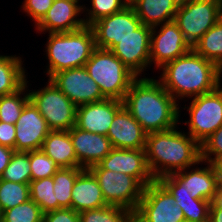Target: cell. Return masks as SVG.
I'll list each match as a JSON object with an SVG mask.
<instances>
[{
	"instance_id": "21",
	"label": "cell",
	"mask_w": 222,
	"mask_h": 222,
	"mask_svg": "<svg viewBox=\"0 0 222 222\" xmlns=\"http://www.w3.org/2000/svg\"><path fill=\"white\" fill-rule=\"evenodd\" d=\"M206 167L193 166L172 173L187 190L192 198L208 200L212 202L218 191L220 183L216 177L214 170L209 162L203 161Z\"/></svg>"
},
{
	"instance_id": "41",
	"label": "cell",
	"mask_w": 222,
	"mask_h": 222,
	"mask_svg": "<svg viewBox=\"0 0 222 222\" xmlns=\"http://www.w3.org/2000/svg\"><path fill=\"white\" fill-rule=\"evenodd\" d=\"M15 125L0 121V145L15 148Z\"/></svg>"
},
{
	"instance_id": "49",
	"label": "cell",
	"mask_w": 222,
	"mask_h": 222,
	"mask_svg": "<svg viewBox=\"0 0 222 222\" xmlns=\"http://www.w3.org/2000/svg\"><path fill=\"white\" fill-rule=\"evenodd\" d=\"M71 1L77 2L78 4H79V2H81L80 0H71Z\"/></svg>"
},
{
	"instance_id": "45",
	"label": "cell",
	"mask_w": 222,
	"mask_h": 222,
	"mask_svg": "<svg viewBox=\"0 0 222 222\" xmlns=\"http://www.w3.org/2000/svg\"><path fill=\"white\" fill-rule=\"evenodd\" d=\"M212 204L218 208L219 210H222V185L220 184L217 193L215 194V198L212 201Z\"/></svg>"
},
{
	"instance_id": "15",
	"label": "cell",
	"mask_w": 222,
	"mask_h": 222,
	"mask_svg": "<svg viewBox=\"0 0 222 222\" xmlns=\"http://www.w3.org/2000/svg\"><path fill=\"white\" fill-rule=\"evenodd\" d=\"M89 169H106L130 175L144 187L155 181L147 164L145 149L112 148L97 165Z\"/></svg>"
},
{
	"instance_id": "48",
	"label": "cell",
	"mask_w": 222,
	"mask_h": 222,
	"mask_svg": "<svg viewBox=\"0 0 222 222\" xmlns=\"http://www.w3.org/2000/svg\"><path fill=\"white\" fill-rule=\"evenodd\" d=\"M2 214H3V211H2V209L0 207V222H2Z\"/></svg>"
},
{
	"instance_id": "38",
	"label": "cell",
	"mask_w": 222,
	"mask_h": 222,
	"mask_svg": "<svg viewBox=\"0 0 222 222\" xmlns=\"http://www.w3.org/2000/svg\"><path fill=\"white\" fill-rule=\"evenodd\" d=\"M54 0H24L21 6L23 12L34 21L35 26L44 18Z\"/></svg>"
},
{
	"instance_id": "19",
	"label": "cell",
	"mask_w": 222,
	"mask_h": 222,
	"mask_svg": "<svg viewBox=\"0 0 222 222\" xmlns=\"http://www.w3.org/2000/svg\"><path fill=\"white\" fill-rule=\"evenodd\" d=\"M69 133L77 161L83 169L97 165L113 148L107 136L90 133L79 129L76 125L69 130Z\"/></svg>"
},
{
	"instance_id": "34",
	"label": "cell",
	"mask_w": 222,
	"mask_h": 222,
	"mask_svg": "<svg viewBox=\"0 0 222 222\" xmlns=\"http://www.w3.org/2000/svg\"><path fill=\"white\" fill-rule=\"evenodd\" d=\"M43 212L31 199L3 211L2 222H42Z\"/></svg>"
},
{
	"instance_id": "5",
	"label": "cell",
	"mask_w": 222,
	"mask_h": 222,
	"mask_svg": "<svg viewBox=\"0 0 222 222\" xmlns=\"http://www.w3.org/2000/svg\"><path fill=\"white\" fill-rule=\"evenodd\" d=\"M106 99L123 101L137 76L110 50L95 48L84 65Z\"/></svg>"
},
{
	"instance_id": "17",
	"label": "cell",
	"mask_w": 222,
	"mask_h": 222,
	"mask_svg": "<svg viewBox=\"0 0 222 222\" xmlns=\"http://www.w3.org/2000/svg\"><path fill=\"white\" fill-rule=\"evenodd\" d=\"M83 4L71 0H54L44 18L34 26L37 32L65 33L81 29L85 26Z\"/></svg>"
},
{
	"instance_id": "6",
	"label": "cell",
	"mask_w": 222,
	"mask_h": 222,
	"mask_svg": "<svg viewBox=\"0 0 222 222\" xmlns=\"http://www.w3.org/2000/svg\"><path fill=\"white\" fill-rule=\"evenodd\" d=\"M222 17V0H181L174 22L191 48Z\"/></svg>"
},
{
	"instance_id": "12",
	"label": "cell",
	"mask_w": 222,
	"mask_h": 222,
	"mask_svg": "<svg viewBox=\"0 0 222 222\" xmlns=\"http://www.w3.org/2000/svg\"><path fill=\"white\" fill-rule=\"evenodd\" d=\"M191 49L174 21L152 27L150 66L155 64L154 69L162 68L168 62L185 55Z\"/></svg>"
},
{
	"instance_id": "13",
	"label": "cell",
	"mask_w": 222,
	"mask_h": 222,
	"mask_svg": "<svg viewBox=\"0 0 222 222\" xmlns=\"http://www.w3.org/2000/svg\"><path fill=\"white\" fill-rule=\"evenodd\" d=\"M49 80L76 106L106 99L84 66L57 72Z\"/></svg>"
},
{
	"instance_id": "10",
	"label": "cell",
	"mask_w": 222,
	"mask_h": 222,
	"mask_svg": "<svg viewBox=\"0 0 222 222\" xmlns=\"http://www.w3.org/2000/svg\"><path fill=\"white\" fill-rule=\"evenodd\" d=\"M175 202L173 195L155 180L144 188L134 222H182L183 211Z\"/></svg>"
},
{
	"instance_id": "23",
	"label": "cell",
	"mask_w": 222,
	"mask_h": 222,
	"mask_svg": "<svg viewBox=\"0 0 222 222\" xmlns=\"http://www.w3.org/2000/svg\"><path fill=\"white\" fill-rule=\"evenodd\" d=\"M41 150L59 168H82L77 161L69 131L51 130L44 139Z\"/></svg>"
},
{
	"instance_id": "27",
	"label": "cell",
	"mask_w": 222,
	"mask_h": 222,
	"mask_svg": "<svg viewBox=\"0 0 222 222\" xmlns=\"http://www.w3.org/2000/svg\"><path fill=\"white\" fill-rule=\"evenodd\" d=\"M83 168H59L53 175L55 201L58 209L71 208L72 189Z\"/></svg>"
},
{
	"instance_id": "25",
	"label": "cell",
	"mask_w": 222,
	"mask_h": 222,
	"mask_svg": "<svg viewBox=\"0 0 222 222\" xmlns=\"http://www.w3.org/2000/svg\"><path fill=\"white\" fill-rule=\"evenodd\" d=\"M24 60L17 55L0 54V97L20 90L28 79Z\"/></svg>"
},
{
	"instance_id": "47",
	"label": "cell",
	"mask_w": 222,
	"mask_h": 222,
	"mask_svg": "<svg viewBox=\"0 0 222 222\" xmlns=\"http://www.w3.org/2000/svg\"><path fill=\"white\" fill-rule=\"evenodd\" d=\"M126 6H132L137 0H122Z\"/></svg>"
},
{
	"instance_id": "30",
	"label": "cell",
	"mask_w": 222,
	"mask_h": 222,
	"mask_svg": "<svg viewBox=\"0 0 222 222\" xmlns=\"http://www.w3.org/2000/svg\"><path fill=\"white\" fill-rule=\"evenodd\" d=\"M53 186V177H46L29 183L30 199L40 207L43 213L58 209V201H55Z\"/></svg>"
},
{
	"instance_id": "28",
	"label": "cell",
	"mask_w": 222,
	"mask_h": 222,
	"mask_svg": "<svg viewBox=\"0 0 222 222\" xmlns=\"http://www.w3.org/2000/svg\"><path fill=\"white\" fill-rule=\"evenodd\" d=\"M29 81L17 92L0 97V121L15 125L24 108L30 101ZM28 84V85H27ZM27 91V92H26Z\"/></svg>"
},
{
	"instance_id": "43",
	"label": "cell",
	"mask_w": 222,
	"mask_h": 222,
	"mask_svg": "<svg viewBox=\"0 0 222 222\" xmlns=\"http://www.w3.org/2000/svg\"><path fill=\"white\" fill-rule=\"evenodd\" d=\"M210 165L212 166L219 183L222 185V156L214 158Z\"/></svg>"
},
{
	"instance_id": "39",
	"label": "cell",
	"mask_w": 222,
	"mask_h": 222,
	"mask_svg": "<svg viewBox=\"0 0 222 222\" xmlns=\"http://www.w3.org/2000/svg\"><path fill=\"white\" fill-rule=\"evenodd\" d=\"M158 181L173 195L175 201L201 200L192 198L191 194L183 188V184L173 174L162 176Z\"/></svg>"
},
{
	"instance_id": "16",
	"label": "cell",
	"mask_w": 222,
	"mask_h": 222,
	"mask_svg": "<svg viewBox=\"0 0 222 222\" xmlns=\"http://www.w3.org/2000/svg\"><path fill=\"white\" fill-rule=\"evenodd\" d=\"M49 129L46 120L42 117L34 104L29 101L23 108L15 124L14 151L40 150Z\"/></svg>"
},
{
	"instance_id": "36",
	"label": "cell",
	"mask_w": 222,
	"mask_h": 222,
	"mask_svg": "<svg viewBox=\"0 0 222 222\" xmlns=\"http://www.w3.org/2000/svg\"><path fill=\"white\" fill-rule=\"evenodd\" d=\"M183 211L185 220L188 222H208L209 211L212 202L208 200H192L186 202H175Z\"/></svg>"
},
{
	"instance_id": "33",
	"label": "cell",
	"mask_w": 222,
	"mask_h": 222,
	"mask_svg": "<svg viewBox=\"0 0 222 222\" xmlns=\"http://www.w3.org/2000/svg\"><path fill=\"white\" fill-rule=\"evenodd\" d=\"M90 3V9L85 4L83 5V19L86 26H90L100 18L110 16L126 7L122 0H90Z\"/></svg>"
},
{
	"instance_id": "9",
	"label": "cell",
	"mask_w": 222,
	"mask_h": 222,
	"mask_svg": "<svg viewBox=\"0 0 222 222\" xmlns=\"http://www.w3.org/2000/svg\"><path fill=\"white\" fill-rule=\"evenodd\" d=\"M89 170L97 179L107 205L136 212L145 188L136 178L112 170Z\"/></svg>"
},
{
	"instance_id": "22",
	"label": "cell",
	"mask_w": 222,
	"mask_h": 222,
	"mask_svg": "<svg viewBox=\"0 0 222 222\" xmlns=\"http://www.w3.org/2000/svg\"><path fill=\"white\" fill-rule=\"evenodd\" d=\"M71 195V208L77 213L107 205L100 185L89 169L79 173Z\"/></svg>"
},
{
	"instance_id": "26",
	"label": "cell",
	"mask_w": 222,
	"mask_h": 222,
	"mask_svg": "<svg viewBox=\"0 0 222 222\" xmlns=\"http://www.w3.org/2000/svg\"><path fill=\"white\" fill-rule=\"evenodd\" d=\"M192 49L218 67L222 64V17L200 38Z\"/></svg>"
},
{
	"instance_id": "31",
	"label": "cell",
	"mask_w": 222,
	"mask_h": 222,
	"mask_svg": "<svg viewBox=\"0 0 222 222\" xmlns=\"http://www.w3.org/2000/svg\"><path fill=\"white\" fill-rule=\"evenodd\" d=\"M0 178L15 183L29 184L31 182L30 151H15Z\"/></svg>"
},
{
	"instance_id": "32",
	"label": "cell",
	"mask_w": 222,
	"mask_h": 222,
	"mask_svg": "<svg viewBox=\"0 0 222 222\" xmlns=\"http://www.w3.org/2000/svg\"><path fill=\"white\" fill-rule=\"evenodd\" d=\"M30 200L29 184L15 183L0 178V207L2 211Z\"/></svg>"
},
{
	"instance_id": "42",
	"label": "cell",
	"mask_w": 222,
	"mask_h": 222,
	"mask_svg": "<svg viewBox=\"0 0 222 222\" xmlns=\"http://www.w3.org/2000/svg\"><path fill=\"white\" fill-rule=\"evenodd\" d=\"M14 149L0 145V177L2 176L5 168L8 166Z\"/></svg>"
},
{
	"instance_id": "8",
	"label": "cell",
	"mask_w": 222,
	"mask_h": 222,
	"mask_svg": "<svg viewBox=\"0 0 222 222\" xmlns=\"http://www.w3.org/2000/svg\"><path fill=\"white\" fill-rule=\"evenodd\" d=\"M189 112V120L185 121L188 133L199 144L222 126V90H216L193 97L189 106H184Z\"/></svg>"
},
{
	"instance_id": "44",
	"label": "cell",
	"mask_w": 222,
	"mask_h": 222,
	"mask_svg": "<svg viewBox=\"0 0 222 222\" xmlns=\"http://www.w3.org/2000/svg\"><path fill=\"white\" fill-rule=\"evenodd\" d=\"M208 222H222V210H219L213 204L210 206Z\"/></svg>"
},
{
	"instance_id": "2",
	"label": "cell",
	"mask_w": 222,
	"mask_h": 222,
	"mask_svg": "<svg viewBox=\"0 0 222 222\" xmlns=\"http://www.w3.org/2000/svg\"><path fill=\"white\" fill-rule=\"evenodd\" d=\"M161 70L158 80L178 103L181 99H192L219 87V67L193 49L168 62Z\"/></svg>"
},
{
	"instance_id": "24",
	"label": "cell",
	"mask_w": 222,
	"mask_h": 222,
	"mask_svg": "<svg viewBox=\"0 0 222 222\" xmlns=\"http://www.w3.org/2000/svg\"><path fill=\"white\" fill-rule=\"evenodd\" d=\"M181 0H137L132 7L142 24L150 27L174 20Z\"/></svg>"
},
{
	"instance_id": "14",
	"label": "cell",
	"mask_w": 222,
	"mask_h": 222,
	"mask_svg": "<svg viewBox=\"0 0 222 222\" xmlns=\"http://www.w3.org/2000/svg\"><path fill=\"white\" fill-rule=\"evenodd\" d=\"M151 29L142 24L110 50L137 77H142L150 67Z\"/></svg>"
},
{
	"instance_id": "18",
	"label": "cell",
	"mask_w": 222,
	"mask_h": 222,
	"mask_svg": "<svg viewBox=\"0 0 222 222\" xmlns=\"http://www.w3.org/2000/svg\"><path fill=\"white\" fill-rule=\"evenodd\" d=\"M123 107V101L104 99L77 106L76 126L90 133L107 136L115 114Z\"/></svg>"
},
{
	"instance_id": "35",
	"label": "cell",
	"mask_w": 222,
	"mask_h": 222,
	"mask_svg": "<svg viewBox=\"0 0 222 222\" xmlns=\"http://www.w3.org/2000/svg\"><path fill=\"white\" fill-rule=\"evenodd\" d=\"M31 181L53 177L59 169L56 162L41 149L30 151Z\"/></svg>"
},
{
	"instance_id": "3",
	"label": "cell",
	"mask_w": 222,
	"mask_h": 222,
	"mask_svg": "<svg viewBox=\"0 0 222 222\" xmlns=\"http://www.w3.org/2000/svg\"><path fill=\"white\" fill-rule=\"evenodd\" d=\"M178 126L146 136L147 164L155 180L202 164L200 144Z\"/></svg>"
},
{
	"instance_id": "4",
	"label": "cell",
	"mask_w": 222,
	"mask_h": 222,
	"mask_svg": "<svg viewBox=\"0 0 222 222\" xmlns=\"http://www.w3.org/2000/svg\"><path fill=\"white\" fill-rule=\"evenodd\" d=\"M45 44L48 79L55 73L83 67L90 59L95 47L94 34L90 26L65 33H48Z\"/></svg>"
},
{
	"instance_id": "20",
	"label": "cell",
	"mask_w": 222,
	"mask_h": 222,
	"mask_svg": "<svg viewBox=\"0 0 222 222\" xmlns=\"http://www.w3.org/2000/svg\"><path fill=\"white\" fill-rule=\"evenodd\" d=\"M147 133L123 106L114 116L107 133L113 148L145 149Z\"/></svg>"
},
{
	"instance_id": "1",
	"label": "cell",
	"mask_w": 222,
	"mask_h": 222,
	"mask_svg": "<svg viewBox=\"0 0 222 222\" xmlns=\"http://www.w3.org/2000/svg\"><path fill=\"white\" fill-rule=\"evenodd\" d=\"M180 103L154 77H137L123 99V106L144 131H166L181 123Z\"/></svg>"
},
{
	"instance_id": "11",
	"label": "cell",
	"mask_w": 222,
	"mask_h": 222,
	"mask_svg": "<svg viewBox=\"0 0 222 222\" xmlns=\"http://www.w3.org/2000/svg\"><path fill=\"white\" fill-rule=\"evenodd\" d=\"M142 22L132 6L110 16L102 17L90 25L95 40V47L111 50L121 39L133 34Z\"/></svg>"
},
{
	"instance_id": "40",
	"label": "cell",
	"mask_w": 222,
	"mask_h": 222,
	"mask_svg": "<svg viewBox=\"0 0 222 222\" xmlns=\"http://www.w3.org/2000/svg\"><path fill=\"white\" fill-rule=\"evenodd\" d=\"M42 222H79V213L72 208H61L43 213Z\"/></svg>"
},
{
	"instance_id": "29",
	"label": "cell",
	"mask_w": 222,
	"mask_h": 222,
	"mask_svg": "<svg viewBox=\"0 0 222 222\" xmlns=\"http://www.w3.org/2000/svg\"><path fill=\"white\" fill-rule=\"evenodd\" d=\"M79 222H134V213L123 207L106 205L80 212Z\"/></svg>"
},
{
	"instance_id": "46",
	"label": "cell",
	"mask_w": 222,
	"mask_h": 222,
	"mask_svg": "<svg viewBox=\"0 0 222 222\" xmlns=\"http://www.w3.org/2000/svg\"><path fill=\"white\" fill-rule=\"evenodd\" d=\"M222 64L219 66V88L222 90L221 88V79H222Z\"/></svg>"
},
{
	"instance_id": "7",
	"label": "cell",
	"mask_w": 222,
	"mask_h": 222,
	"mask_svg": "<svg viewBox=\"0 0 222 222\" xmlns=\"http://www.w3.org/2000/svg\"><path fill=\"white\" fill-rule=\"evenodd\" d=\"M46 83L41 89L28 91L30 101L50 130L69 131L76 125L77 106L49 79Z\"/></svg>"
},
{
	"instance_id": "37",
	"label": "cell",
	"mask_w": 222,
	"mask_h": 222,
	"mask_svg": "<svg viewBox=\"0 0 222 222\" xmlns=\"http://www.w3.org/2000/svg\"><path fill=\"white\" fill-rule=\"evenodd\" d=\"M201 160L211 162L222 156V126L206 138L201 144Z\"/></svg>"
}]
</instances>
